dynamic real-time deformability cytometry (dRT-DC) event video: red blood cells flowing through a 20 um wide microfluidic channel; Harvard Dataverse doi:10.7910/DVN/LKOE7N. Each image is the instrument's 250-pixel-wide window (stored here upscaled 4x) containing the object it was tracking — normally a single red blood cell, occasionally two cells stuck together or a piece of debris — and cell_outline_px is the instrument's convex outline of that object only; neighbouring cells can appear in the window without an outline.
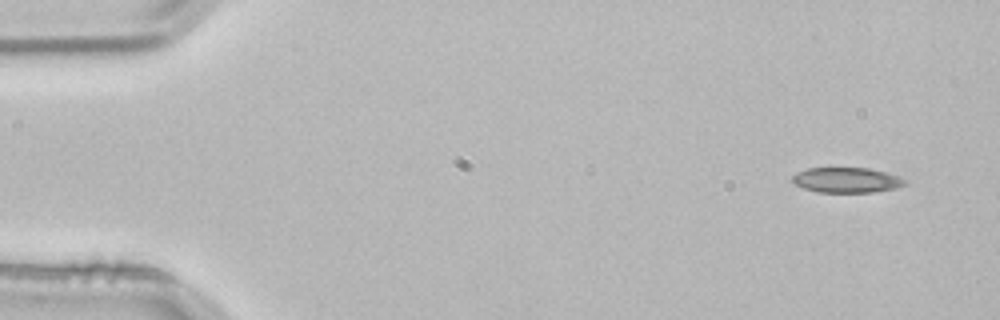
{"species": "common noctule bat (a hibernating species)", "species_latin": "Nyctalus noctula", "temperature_condition": "room temperature", "stored_images_in_passage": 4, "camera_frame_rate_fps": 3000, "um_per_image_px": 0.085, "animal": {"sex": "male", "body_mass_g": 21.5, "forearm_length_mm": 52.0}, "frame": {"image": 1, "passage_image": 1, "time_ms": 0.0, "image_size_px": [1000, 320], "cell_outline_px": [[908, 184], [896, 188], [872, 192], [820, 192], [804, 188], [796, 184], [792, 180], [792, 176], [808, 168], [868, 168], [884, 172], [908, 180]], "centroid_in_image_um": [72.01, 15.31], "position_along_channel_um": 13.0, "area_um2": 16.3}}
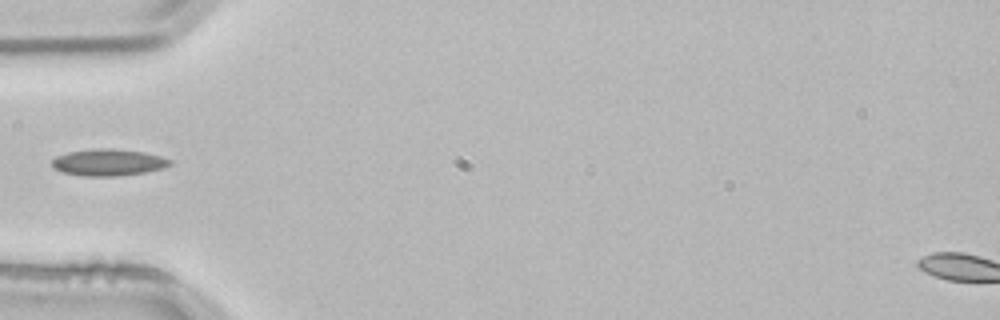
{"frame": {"image": 2, "passage_image": 4, "time_ms": 1.0, "image_size_px": [1000, 320], "cell_outline_px": [[172, 164], [164, 168], [144, 172], [120, 176], [84, 176], [64, 172], [52, 168], [52, 160], [56, 156], [68, 152], [100, 148], [112, 148], [144, 152], [160, 156], [172, 160]], "centroid_in_image_um": [9.22, 13.8], "position_along_channel_um": 75.8, "area_um2": 18.38}}